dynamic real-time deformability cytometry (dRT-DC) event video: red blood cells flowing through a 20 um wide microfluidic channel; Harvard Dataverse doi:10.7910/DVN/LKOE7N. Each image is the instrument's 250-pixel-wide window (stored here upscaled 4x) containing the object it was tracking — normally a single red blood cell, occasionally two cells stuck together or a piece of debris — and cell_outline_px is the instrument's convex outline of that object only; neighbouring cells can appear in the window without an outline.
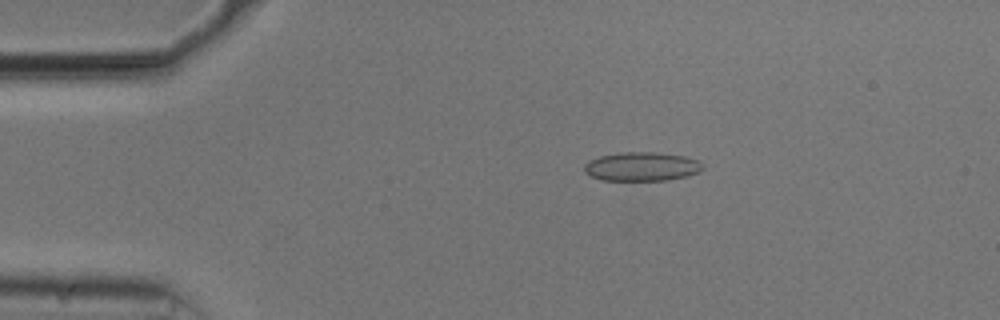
{"species": "common noctule bat (a hibernating species)", "species_latin": "Nyctalus noctula", "temperature_condition": "cold", "stored_images_in_passage": 53, "camera_frame_rate_fps": 3000, "um_per_image_px": 0.085, "animal": {"sex": "male", "body_mass_g": 20.5, "forearm_length_mm": 52.5}, "frame": {"image": 1, "passage_image": 10, "time_ms": 3.0, "image_size_px": [1000, 320], "cell_outline_px": [[704, 168], [700, 172], [668, 180], [600, 180], [584, 172], [584, 164], [588, 160], [600, 156], [620, 152], [656, 152], [684, 156], [700, 160]], "centroid_in_image_um": [54.55, 14.15], "position_along_channel_um": 30.5, "area_um2": 20.06}}
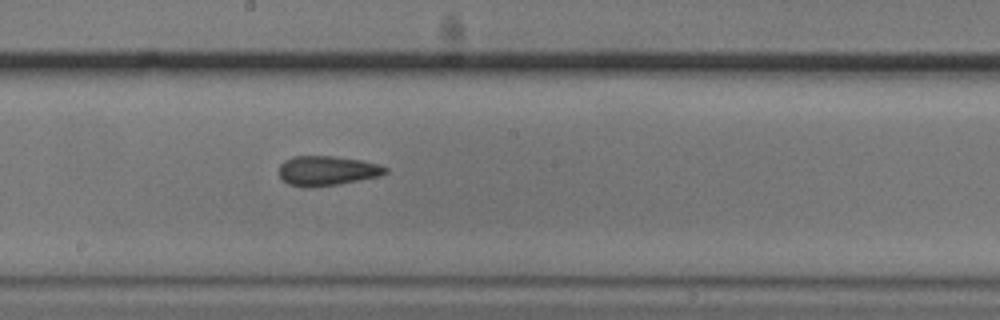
{"frame": {"image": 2, "passage_image": 29, "time_ms": 9.333, "image_size_px": [1000, 320], "cell_outline_px": [[388, 172], [380, 176], [336, 184], [312, 188], [288, 184], [280, 176], [280, 164], [284, 160], [292, 156], [332, 156], [364, 160], [380, 164], [388, 168]], "centroid_in_image_um": [27.82, 14.5], "position_along_channel_um": 220.4, "area_um2": 18.44}}
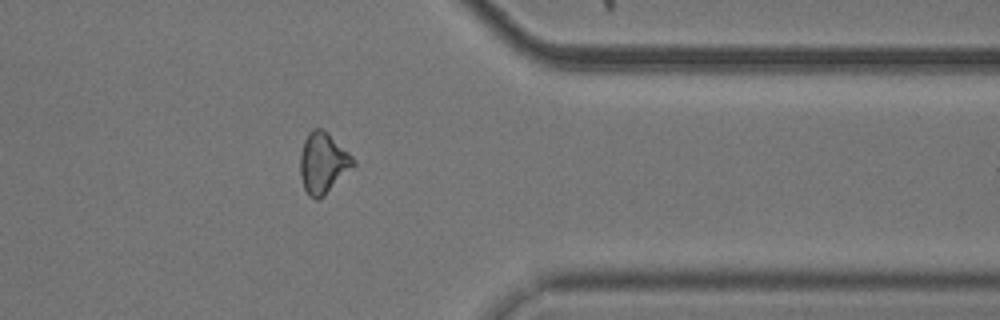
{"frame": {"image": 3, "passage_image": 43, "time_ms": 14.0, "image_size_px": [1000, 320], "cell_outline_px": [[356, 164], [324, 196], [316, 200], [308, 196], [304, 188], [300, 172], [300, 152], [304, 140], [308, 132], [316, 128], [324, 128], [356, 160]], "centroid_in_image_um": [27.45, 13.84], "position_along_channel_um": 383.9, "area_um2": 18.9}, "authors_computed_cell_mechanics": {"area_um2": 18.8428, "velocity_mm_per_s": 3.7542, "shape_relaxation_time_tau1_ms": null, "shape_relaxation_time_tau2_ms": 3.5423, "deformation_change_tau1": null, "deformation_change_tau2": 0.0854}}